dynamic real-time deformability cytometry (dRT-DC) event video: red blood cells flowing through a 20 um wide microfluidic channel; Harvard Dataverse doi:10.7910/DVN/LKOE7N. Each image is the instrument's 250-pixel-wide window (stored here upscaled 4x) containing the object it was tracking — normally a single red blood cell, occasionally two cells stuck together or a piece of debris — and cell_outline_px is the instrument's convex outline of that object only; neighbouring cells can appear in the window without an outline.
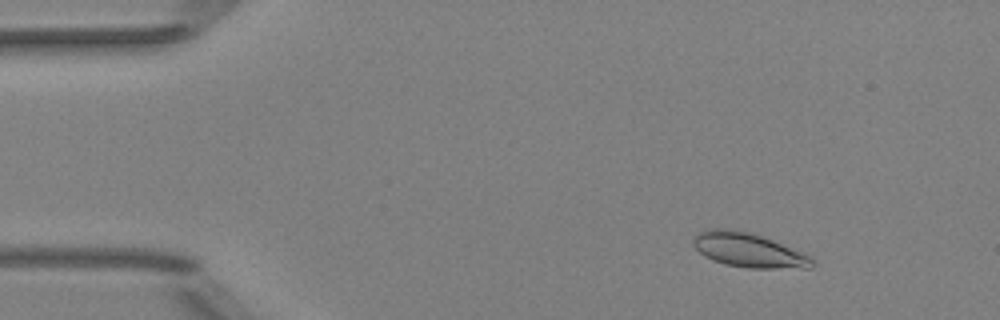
{"species": "Egyptian fruit bat (a non-hibernating species)", "species_latin": "Rousettus aegyptiacus", "temperature_condition": "room temperature", "stored_images_in_passage": 52, "camera_frame_rate_fps": 3000, "um_per_image_px": 0.085, "animal": {"sex": "female"}, "frame": {"image": 1, "passage_image": 7, "time_ms": 2.0, "image_size_px": [1000, 320], "cell_outline_px": [[812, 268], [748, 268], [724, 264], [712, 260], [704, 256], [692, 244], [692, 240], [700, 232], [712, 228], [724, 228], [748, 232], [772, 240], [812, 256]], "centroid_in_image_um": [63.61, 21.27], "position_along_channel_um": 21.4, "area_um2": 23.52}}
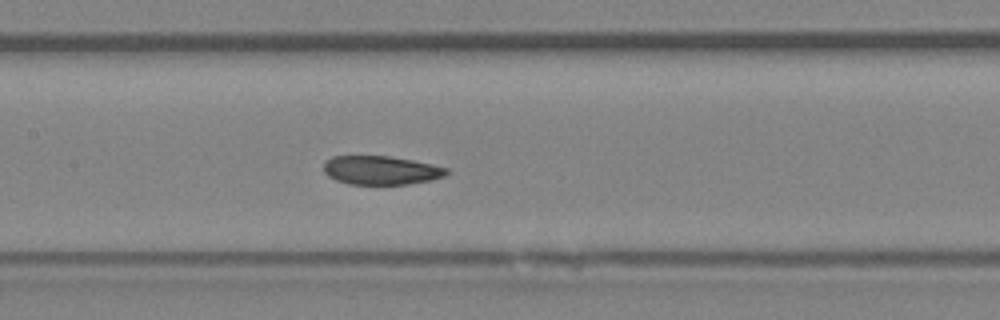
{"frame": {"image": 2, "passage_image": 25, "time_ms": 8.0, "image_size_px": [1000, 320], "cell_outline_px": [[448, 172], [444, 176], [428, 180], [408, 184], [348, 184], [336, 180], [328, 176], [324, 172], [324, 164], [332, 156], [388, 156], [412, 160], [432, 164], [448, 168]], "centroid_in_image_um": [32.37, 14.47], "position_along_channel_um": 175.0, "area_um2": 20.4}}
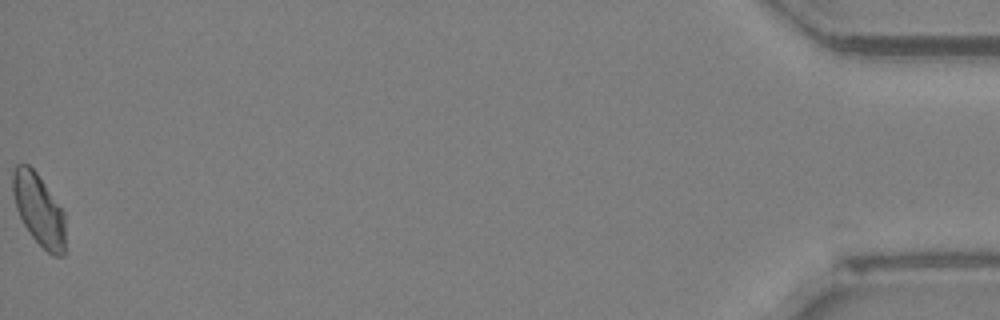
{"frame": {"image": 3, "passage_image": 52, "time_ms": 17.0, "image_size_px": [1000, 320], "cell_outline_px": [[64, 256], [52, 256], [32, 236], [24, 224], [16, 208], [12, 192], [12, 172], [16, 164], [28, 164], [36, 172], [64, 212]], "centroid_in_image_um": [3.28, 17.8], "position_along_channel_um": 431.9, "area_um2": 21.68}, "authors_computed_cell_mechanics": {"area_um2": 21.9351, "velocity_mm_per_s": 4.011, "shape_relaxation_time_tau1_ms": 7.5007, "shape_relaxation_time_tau2_ms": null, "deformation_change_tau1": 0.151, "deformation_change_tau2": null}}